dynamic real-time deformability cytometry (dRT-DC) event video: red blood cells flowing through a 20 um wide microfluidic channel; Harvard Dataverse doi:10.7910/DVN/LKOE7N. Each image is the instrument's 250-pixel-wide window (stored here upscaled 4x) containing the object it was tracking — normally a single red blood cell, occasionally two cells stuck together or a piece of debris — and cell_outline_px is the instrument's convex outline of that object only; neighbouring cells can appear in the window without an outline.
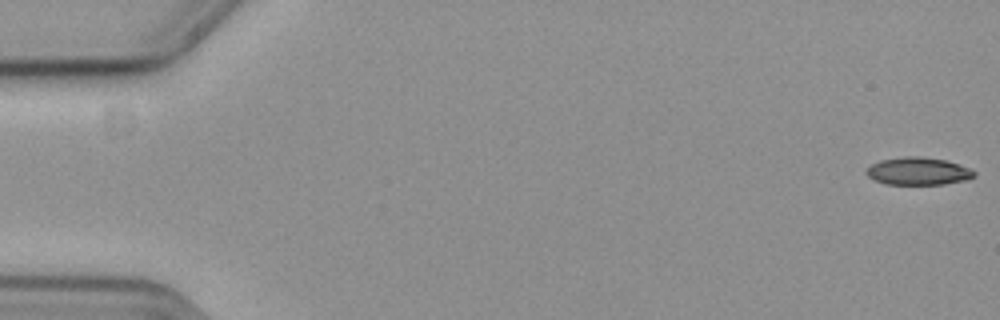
{"species": "common noctule bat (a hibernating species)", "species_latin": "Nyctalus noctula", "temperature_condition": "cold", "stored_images_in_passage": 51, "camera_frame_rate_fps": 3000, "um_per_image_px": 0.085, "animal": {"sex": "female", "body_mass_g": 19.3, "forearm_length_mm": 54.1}, "frame": {"image": 1, "passage_image": 1, "time_ms": 0.0, "image_size_px": [1000, 320], "cell_outline_px": [[976, 176], [964, 180], [944, 184], [888, 184], [876, 180], [868, 176], [864, 172], [864, 168], [880, 160], [904, 156], [920, 156], [948, 160], [960, 164], [976, 172]], "centroid_in_image_um": [78.03, 14.53], "position_along_channel_um": 7.0, "area_um2": 17.46}}
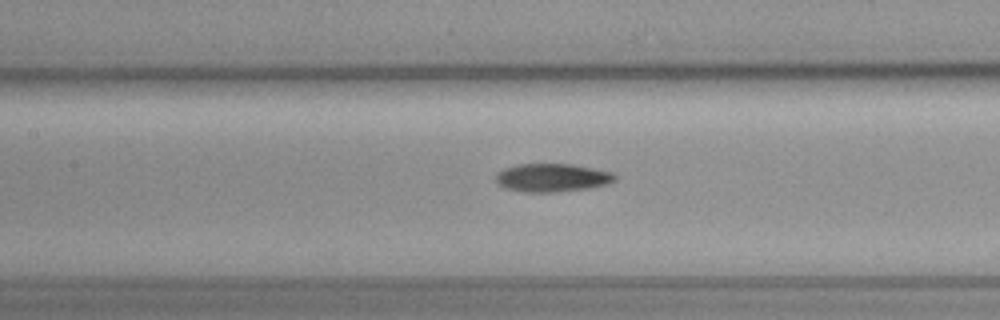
{"frame": {"image": 2, "passage_image": 27, "time_ms": 8.667, "image_size_px": [1000, 320], "cell_outline_px": [[616, 180], [608, 184], [588, 188], [552, 192], [524, 192], [504, 188], [496, 180], [496, 176], [504, 168], [520, 164], [572, 164], [612, 172], [616, 176]], "centroid_in_image_um": [46.95, 15.1], "position_along_channel_um": 160.4, "area_um2": 19.42}}
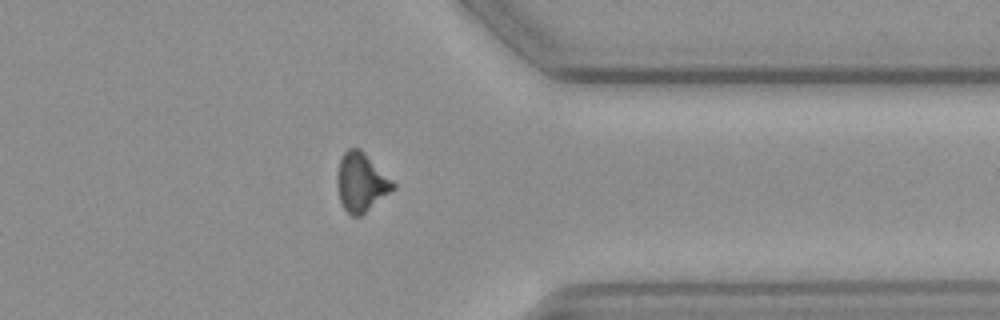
{"frame": {"image": 3, "passage_image": 46, "time_ms": 15.0, "image_size_px": [1000, 320], "cell_outline_px": [[396, 188], [360, 216], [352, 216], [344, 208], [340, 200], [336, 184], [336, 176], [340, 160], [344, 152], [348, 148], [360, 148], [396, 184]], "centroid_in_image_um": [30.69, 15.49], "position_along_channel_um": 380.7, "area_um2": 19.02}}